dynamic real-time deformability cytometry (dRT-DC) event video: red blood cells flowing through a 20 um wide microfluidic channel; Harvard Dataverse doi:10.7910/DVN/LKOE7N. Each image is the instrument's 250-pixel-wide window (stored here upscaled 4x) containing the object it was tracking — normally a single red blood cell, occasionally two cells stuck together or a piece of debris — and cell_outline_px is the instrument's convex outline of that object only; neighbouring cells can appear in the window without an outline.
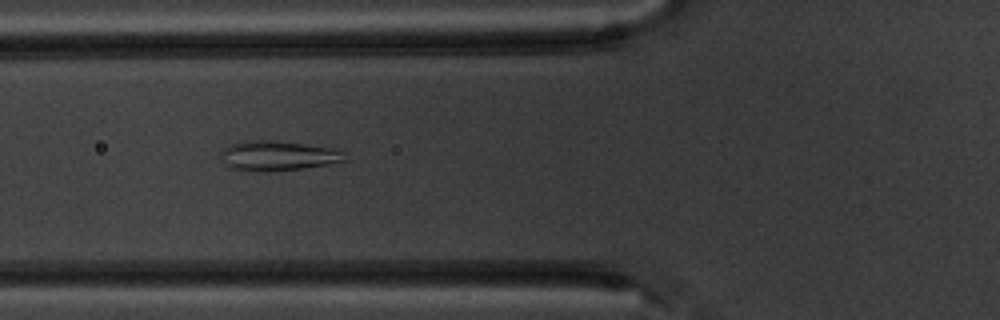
{"species": "common noctule bat (a hibernating species)", "species_latin": "Nyctalus noctula", "temperature_condition": "warm", "stored_images_in_passage": 10, "camera_frame_rate_fps": 3000, "um_per_image_px": 0.085, "animal": {"sex": "male", "body_mass_g": 20.1, "forearm_length_mm": 53.5}, "frame": {"image": 1, "passage_image": 6, "time_ms": 6.333, "image_size_px": [1000, 320], "cell_outline_px": [[348, 160], [328, 164], [300, 168], [264, 172], [240, 172], [228, 168], [224, 164], [220, 152], [224, 148], [232, 144], [244, 140], [268, 140], [340, 148], [344, 152]], "centroid_in_image_um": [23.59, 13.25], "position_along_channel_um": 102.2, "area_um2": 22.02}}